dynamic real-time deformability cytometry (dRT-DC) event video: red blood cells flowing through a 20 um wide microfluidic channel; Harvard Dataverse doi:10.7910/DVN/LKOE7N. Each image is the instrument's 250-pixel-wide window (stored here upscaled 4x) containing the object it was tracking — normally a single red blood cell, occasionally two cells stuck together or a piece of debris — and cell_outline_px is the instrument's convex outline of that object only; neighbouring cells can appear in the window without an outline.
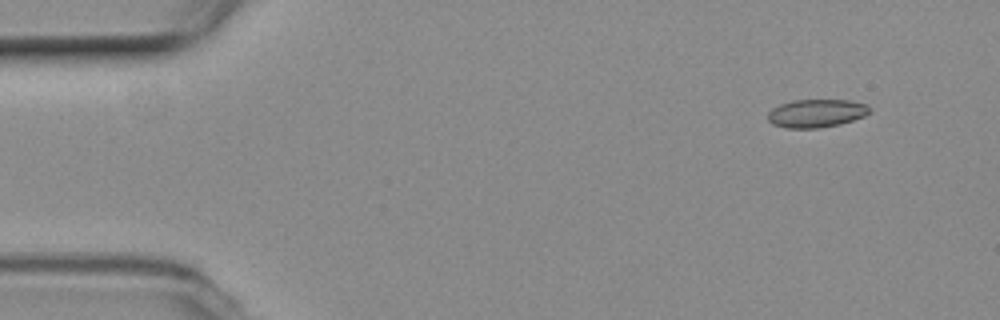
{"species": "common noctule bat (a hibernating species)", "species_latin": "Nyctalus noctula", "temperature_condition": "room temperature", "stored_images_in_passage": 46, "camera_frame_rate_fps": 3000, "um_per_image_px": 0.085, "animal": {"sex": "female", "body_mass_g": 19.3, "forearm_length_mm": 54.1}, "frame": {"image": 1, "passage_image": 1, "time_ms": 0.0, "image_size_px": [1000, 320], "cell_outline_px": [[872, 112], [864, 116], [840, 124], [816, 128], [784, 128], [772, 124], [768, 120], [768, 112], [772, 108], [780, 104], [792, 100], [848, 100], [868, 104], [872, 108]], "centroid_in_image_um": [69.41, 9.62], "position_along_channel_um": 15.6, "area_um2": 16.88}}
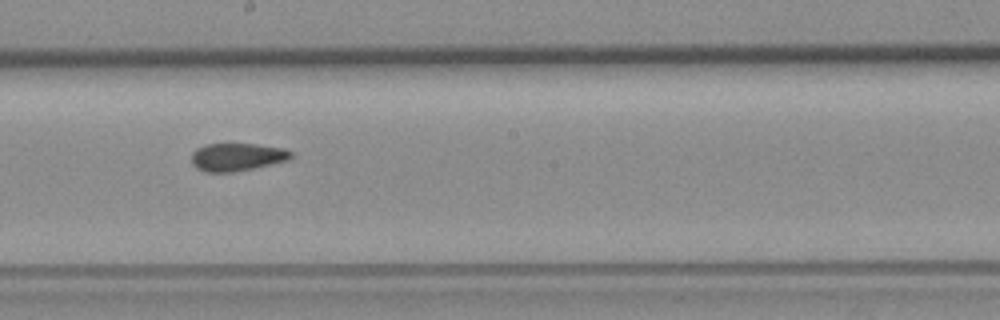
{"frame": {"image": 2, "passage_image": 26, "time_ms": 8.333, "image_size_px": [1000, 320], "cell_outline_px": [[292, 156], [288, 160], [252, 168], [232, 172], [204, 172], [196, 168], [192, 164], [192, 152], [196, 148], [204, 144], [256, 144], [284, 148], [292, 152]], "centroid_in_image_um": [20.11, 13.34], "position_along_channel_um": 228.1, "area_um2": 16.13}}
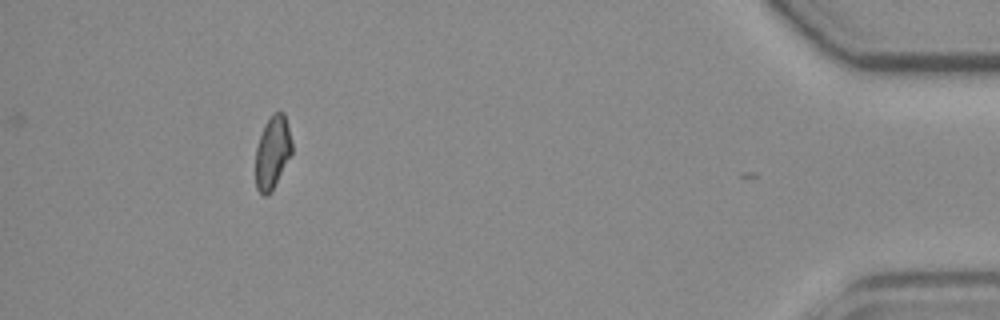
{"frame": {"image": 3, "passage_image": 46, "time_ms": 15.0, "image_size_px": [1000, 320], "cell_outline_px": [[292, 152], [272, 188], [264, 196], [256, 188], [256, 148], [264, 124], [272, 112], [284, 112], [292, 144]], "centroid_in_image_um": [23.15, 12.88], "position_along_channel_um": 412.1, "area_um2": 14.97}, "authors_computed_cell_mechanics": {"area_um2": 16.4441, "velocity_mm_per_s": 3.7693, "shape_relaxation_time_tau1_ms": null, "shape_relaxation_time_tau2_ms": 2.273, "deformation_change_tau1": null, "deformation_change_tau2": 0.0765}}